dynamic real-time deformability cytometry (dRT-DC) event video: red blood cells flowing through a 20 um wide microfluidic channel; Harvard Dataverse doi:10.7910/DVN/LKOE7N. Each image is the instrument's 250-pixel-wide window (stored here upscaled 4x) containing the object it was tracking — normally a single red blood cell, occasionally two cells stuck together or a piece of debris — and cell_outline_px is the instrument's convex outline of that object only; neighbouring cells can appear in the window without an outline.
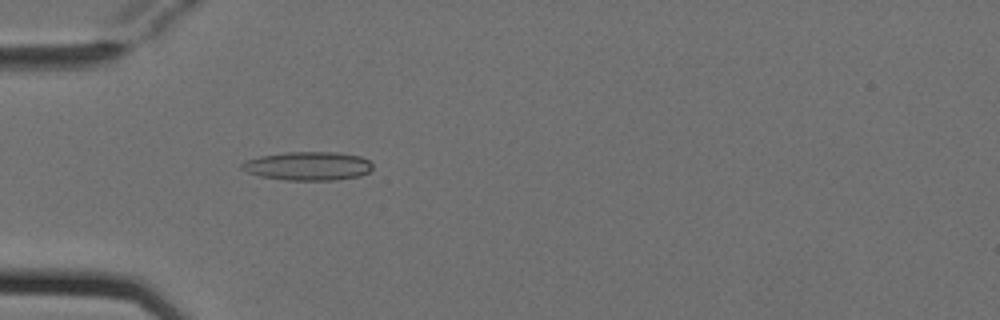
{"species": "Egyptian fruit bat (a non-hibernating species)", "species_latin": "Rousettus aegyptiacus", "temperature_condition": "cold", "stored_images_in_passage": 3, "camera_frame_rate_fps": 3000, "um_per_image_px": 0.085, "animal": {"sex": "female"}, "frame": {"image": 1, "passage_image": 3, "time_ms": 0.667, "image_size_px": [1000, 320], "cell_outline_px": [[372, 168], [368, 172], [360, 176], [336, 180], [284, 180], [260, 176], [248, 172], [240, 168], [240, 164], [244, 160], [260, 156], [284, 152], [336, 152], [360, 156], [368, 160], [372, 164]], "centroid_in_image_um": [26.15, 14.11], "position_along_channel_um": 58.8, "area_um2": 21.96}}